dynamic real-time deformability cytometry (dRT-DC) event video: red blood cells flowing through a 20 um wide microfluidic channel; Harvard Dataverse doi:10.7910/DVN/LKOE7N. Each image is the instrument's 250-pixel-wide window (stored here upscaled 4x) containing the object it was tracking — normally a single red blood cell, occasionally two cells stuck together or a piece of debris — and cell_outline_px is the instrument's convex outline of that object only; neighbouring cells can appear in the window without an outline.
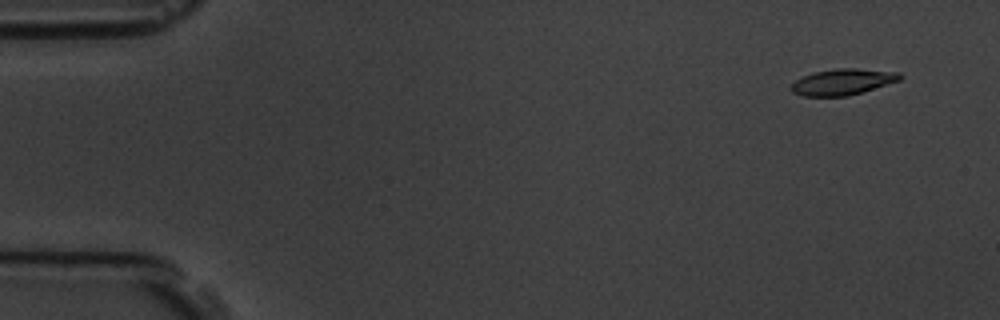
{"species": "common noctule bat (a hibernating species)", "species_latin": "Nyctalus noctula", "temperature_condition": "room temperature", "stored_images_in_passage": 5, "camera_frame_rate_fps": 3000, "um_per_image_px": 0.085, "animal": {"sex": "male", "body_mass_g": 19.5, "forearm_length_mm": 54.6}, "frame": {"image": 1, "passage_image": 1, "time_ms": 0.0, "image_size_px": [1000, 320], "cell_outline_px": [[904, 76], [900, 80], [848, 96], [804, 96], [792, 92], [788, 88], [796, 80], [812, 72], [836, 68], [856, 68], [900, 72]], "centroid_in_image_um": [71.62, 6.95], "position_along_channel_um": 13.4, "area_um2": 16.59}}
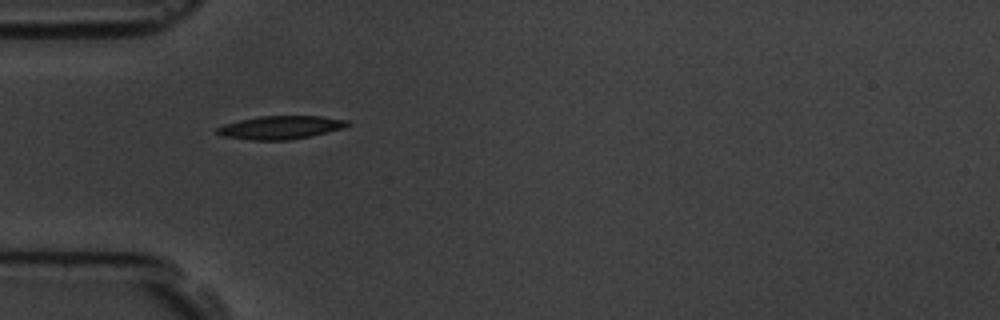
{"frame": {"image": 2, "passage_image": 4, "time_ms": 4.333, "image_size_px": [1000, 320], "cell_outline_px": [[352, 124], [344, 128], [308, 136], [288, 140], [252, 140], [224, 136], [216, 132], [216, 128], [224, 124], [240, 120], [260, 116], [320, 116], [348, 120]], "centroid_in_image_um": [23.86, 10.83], "position_along_channel_um": 61.1, "area_um2": 17.51}}
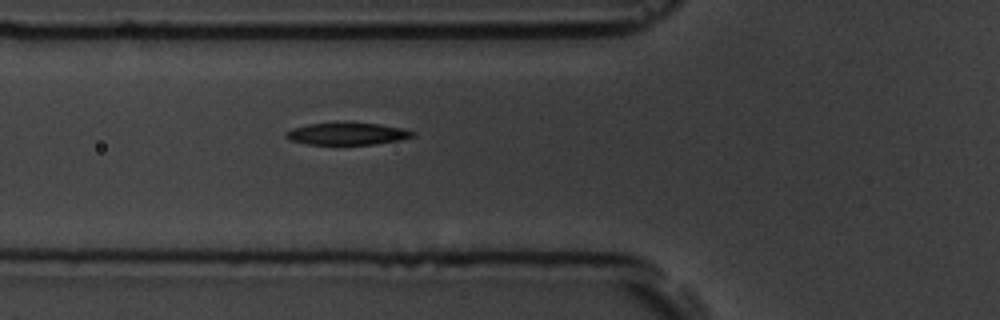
{"frame": {"image": 3, "passage_image": 5, "time_ms": 5.333, "image_size_px": [1000, 320], "cell_outline_px": [[416, 132], [412, 136], [400, 140], [372, 144], [308, 144], [288, 140], [284, 136], [284, 132], [292, 128], [308, 124], [376, 124], [400, 128]], "centroid_in_image_um": [29.43, 11.39], "position_along_channel_um": 96.4, "area_um2": 15.78}}